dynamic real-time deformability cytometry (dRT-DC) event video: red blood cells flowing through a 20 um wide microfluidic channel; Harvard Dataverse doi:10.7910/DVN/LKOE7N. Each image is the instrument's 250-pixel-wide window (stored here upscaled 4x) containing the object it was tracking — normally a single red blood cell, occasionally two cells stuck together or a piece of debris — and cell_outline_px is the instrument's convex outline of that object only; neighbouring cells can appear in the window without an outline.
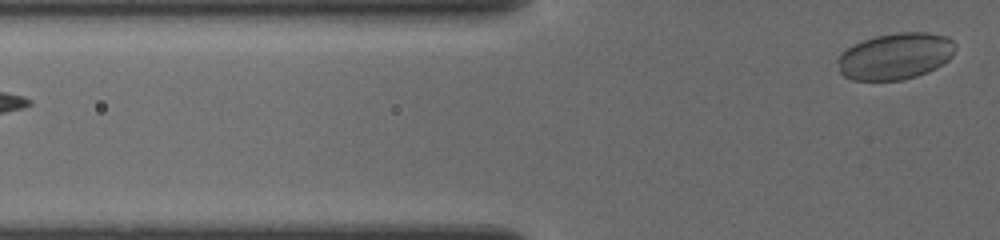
{"species": "common noctule bat (a hibernating species)", "species_latin": "Nyctalus noctula", "temperature_condition": "cold", "stored_images_in_passage": 6, "segment_of_instrument_passage": [2, 2], "camera_frame_rate_fps": 3000, "um_per_image_px": 0.085, "animal": {"sex": "female", "body_mass_g": 19.5, "forearm_length_mm": 54.1}, "frame": {"image": 1, "passage_image": 6, "time_ms": 4.0, "image_size_px": [1000, 240], "cell_outline_px": [[956, 48], [952, 56], [948, 60], [936, 68], [916, 76], [900, 80], [852, 80], [844, 76], [840, 72], [836, 60], [840, 52], [852, 44], [876, 36], [896, 32], [928, 32], [948, 36], [956, 44]], "centroid_in_image_um": [76.09, 4.76], "position_along_channel_um": 49.7, "area_um2": 32.19}}